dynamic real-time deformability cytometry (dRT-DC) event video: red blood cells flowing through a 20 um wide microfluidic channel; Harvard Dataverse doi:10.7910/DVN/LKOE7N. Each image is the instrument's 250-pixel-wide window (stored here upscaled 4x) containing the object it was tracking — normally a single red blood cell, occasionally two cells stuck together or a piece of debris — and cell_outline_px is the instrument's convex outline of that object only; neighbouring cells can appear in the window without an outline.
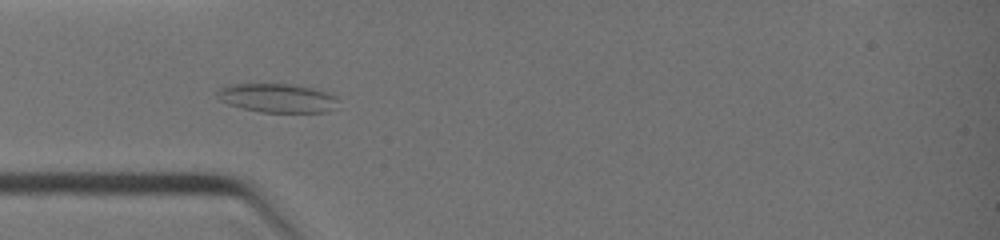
{"species": "common noctule bat (a hibernating species)", "species_latin": "Nyctalus noctula", "temperature_condition": "warm", "stored_images_in_passage": 8, "camera_frame_rate_fps": 3000, "um_per_image_px": 0.085, "animal": {"sex": "female", "body_mass_g": 19.0, "forearm_length_mm": 51.5}, "frame": {"image": 1, "passage_image": 5, "time_ms": 3.667, "image_size_px": [1000, 240], "cell_outline_px": [[340, 100], [336, 108], [324, 112], [260, 112], [228, 104], [220, 100], [216, 96], [216, 92], [220, 88], [232, 84], [288, 84], [312, 88], [336, 96]], "centroid_in_image_um": [23.58, 8.34], "position_along_channel_um": 61.4, "area_um2": 20.29}}
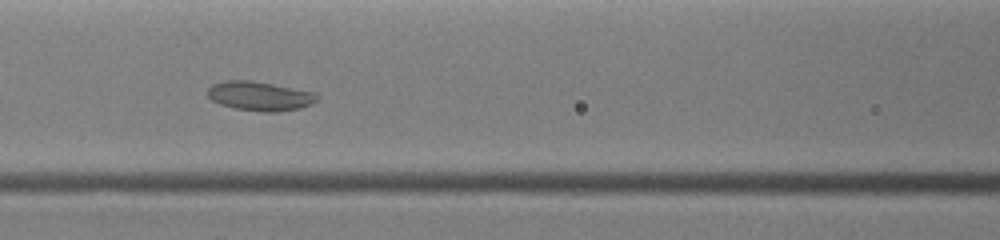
{"frame": {"image": 2, "passage_image": 7, "time_ms": 5.333, "image_size_px": [1000, 240], "cell_outline_px": [[320, 96], [312, 104], [300, 108], [276, 112], [264, 112], [236, 108], [220, 104], [212, 100], [208, 96], [208, 88], [212, 84], [224, 80], [248, 80], [272, 84], [316, 92]], "centroid_in_image_um": [22.1, 8.16], "position_along_channel_um": 144.5, "area_um2": 18.61}}
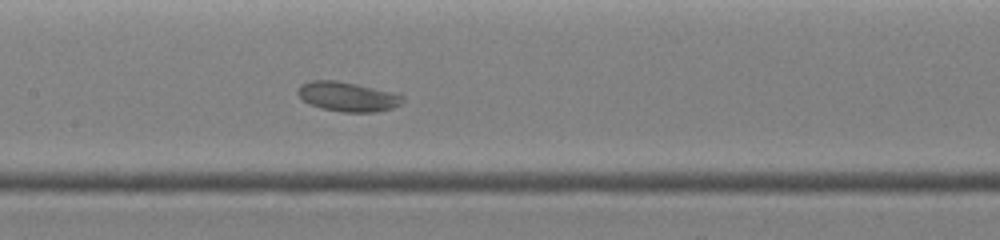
{"frame": {"image": 3, "passage_image": 8, "time_ms": 6.0, "image_size_px": [1000, 240], "cell_outline_px": [[404, 100], [400, 104], [392, 108], [376, 112], [340, 112], [320, 108], [308, 104], [296, 92], [300, 84], [312, 80], [336, 80], [400, 92], [404, 96]], "centroid_in_image_um": [29.59, 8.2], "position_along_channel_um": 177.8, "area_um2": 18.5}}